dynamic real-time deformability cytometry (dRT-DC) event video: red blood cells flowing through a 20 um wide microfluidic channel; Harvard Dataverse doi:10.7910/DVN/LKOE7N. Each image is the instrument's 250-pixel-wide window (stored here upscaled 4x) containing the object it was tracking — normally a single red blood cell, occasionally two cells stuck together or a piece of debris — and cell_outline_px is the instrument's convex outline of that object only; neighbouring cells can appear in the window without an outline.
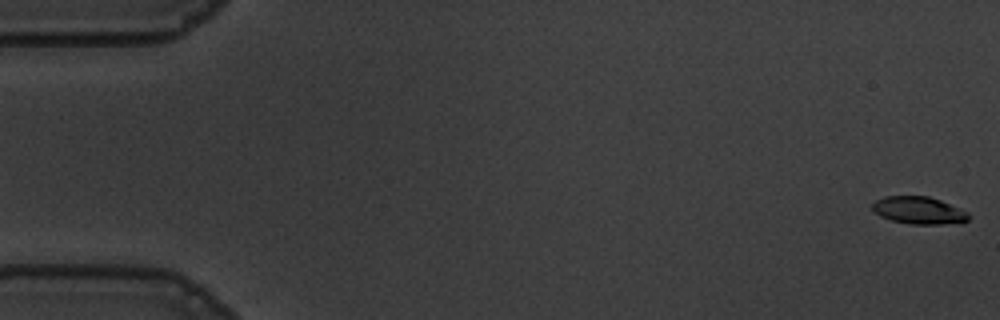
{"species": "common noctule bat (a hibernating species)", "species_latin": "Nyctalus noctula", "temperature_condition": "warm", "stored_images_in_passage": 56, "camera_frame_rate_fps": 3000, "um_per_image_px": 0.085, "animal": {"sex": "male", "body_mass_g": 19.5, "forearm_length_mm": 54.6}, "frame": {"image": 1, "passage_image": 1, "time_ms": 0.0, "image_size_px": [1000, 320], "cell_outline_px": [[968, 220], [960, 224], [912, 224], [892, 220], [880, 216], [872, 212], [872, 204], [876, 200], [884, 196], [928, 196], [940, 200], [968, 212]], "centroid_in_image_um": [78.09, 17.89], "position_along_channel_um": 6.9, "area_um2": 15.43}}
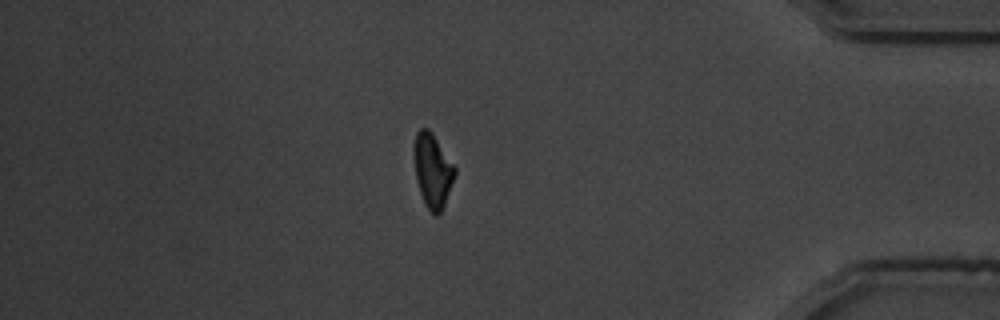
{"frame": {"image": 2, "passage_image": 48, "time_ms": 15.667, "image_size_px": [1000, 320], "cell_outline_px": [[456, 172], [444, 204], [440, 212], [436, 216], [424, 204], [416, 180], [412, 152], [412, 148], [416, 132], [420, 128], [428, 128], [432, 132], [456, 168]], "centroid_in_image_um": [36.73, 14.44], "position_along_channel_um": 398.5, "area_um2": 17.63}}
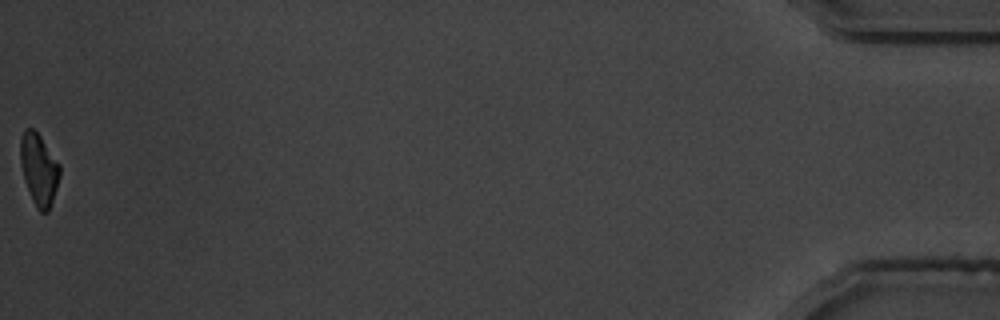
{"frame": {"image": 3, "passage_image": 56, "time_ms": 18.333, "image_size_px": [1000, 320], "cell_outline_px": [[60, 176], [48, 212], [40, 212], [36, 208], [32, 200], [24, 180], [20, 160], [20, 136], [24, 128], [32, 128], [40, 136], [60, 164]], "centroid_in_image_um": [3.29, 14.38], "position_along_channel_um": 431.9, "area_um2": 16.42}, "authors_computed_cell_mechanics": {"area_um2": 17.3111, "velocity_mm_per_s": 3.6671, "shape_relaxation_time_tau1_ms": 3.0747, "shape_relaxation_time_tau2_ms": 6.0779, "deformation_change_tau1": 0.133, "deformation_change_tau2": 0.1313}}